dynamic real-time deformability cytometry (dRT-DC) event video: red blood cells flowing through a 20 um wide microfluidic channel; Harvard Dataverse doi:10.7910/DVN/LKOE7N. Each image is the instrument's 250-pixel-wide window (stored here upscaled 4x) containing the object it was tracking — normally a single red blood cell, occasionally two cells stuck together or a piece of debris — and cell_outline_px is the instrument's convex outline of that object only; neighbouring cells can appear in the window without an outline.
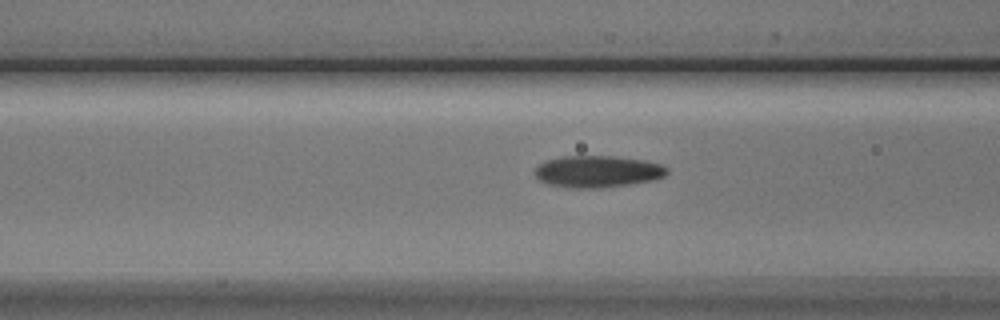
{"species": "Egyptian fruit bat (a non-hibernating species)", "species_latin": "Rousettus aegyptiacus", "temperature_condition": "cold", "stored_images_in_passage": 9, "camera_frame_rate_fps": 3000, "um_per_image_px": 0.085, "animal": {"sex": "male"}, "frame": {"image": 1, "passage_image": 7, "time_ms": 2.0, "image_size_px": [1000, 320], "cell_outline_px": [[668, 172], [664, 176], [652, 180], [628, 184], [600, 188], [568, 188], [548, 184], [540, 180], [532, 172], [544, 160], [564, 156], [612, 156], [644, 160], [660, 164], [668, 168]], "centroid_in_image_um": [50.75, 14.58], "position_along_channel_um": 115.8, "area_um2": 24.51}}